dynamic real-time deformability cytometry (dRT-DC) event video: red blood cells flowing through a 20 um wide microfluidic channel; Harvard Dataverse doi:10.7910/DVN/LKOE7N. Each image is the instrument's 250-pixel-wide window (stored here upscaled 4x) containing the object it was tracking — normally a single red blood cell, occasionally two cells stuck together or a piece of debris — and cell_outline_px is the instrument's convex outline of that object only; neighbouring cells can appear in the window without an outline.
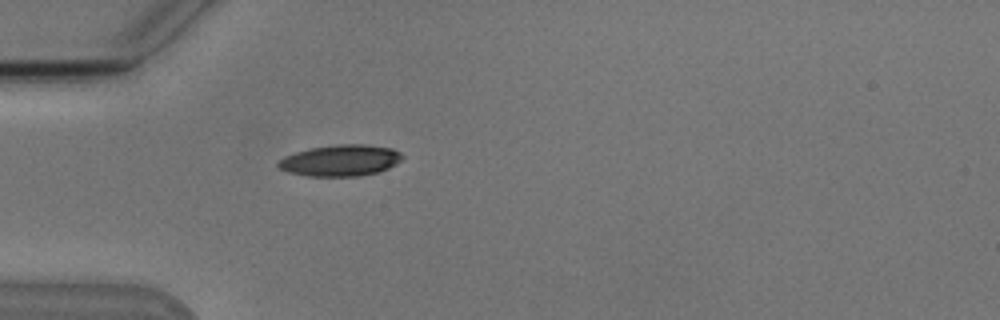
{"species": "Egyptian fruit bat (a non-hibernating species)", "species_latin": "Rousettus aegyptiacus", "temperature_condition": "cold", "stored_images_in_passage": 1, "camera_frame_rate_fps": 3000, "um_per_image_px": 0.085, "animal": {"sex": "male"}, "frame": {"image": 1, "passage_image": 1, "time_ms": 0.0, "image_size_px": [1000, 320], "cell_outline_px": [[404, 156], [396, 164], [388, 168], [376, 172], [356, 176], [308, 176], [288, 172], [280, 168], [276, 164], [284, 156], [296, 152], [312, 148], [340, 144], [364, 144], [392, 148], [400, 152]], "centroid_in_image_um": [28.94, 13.63], "position_along_channel_um": 56.1, "area_um2": 22.43}}